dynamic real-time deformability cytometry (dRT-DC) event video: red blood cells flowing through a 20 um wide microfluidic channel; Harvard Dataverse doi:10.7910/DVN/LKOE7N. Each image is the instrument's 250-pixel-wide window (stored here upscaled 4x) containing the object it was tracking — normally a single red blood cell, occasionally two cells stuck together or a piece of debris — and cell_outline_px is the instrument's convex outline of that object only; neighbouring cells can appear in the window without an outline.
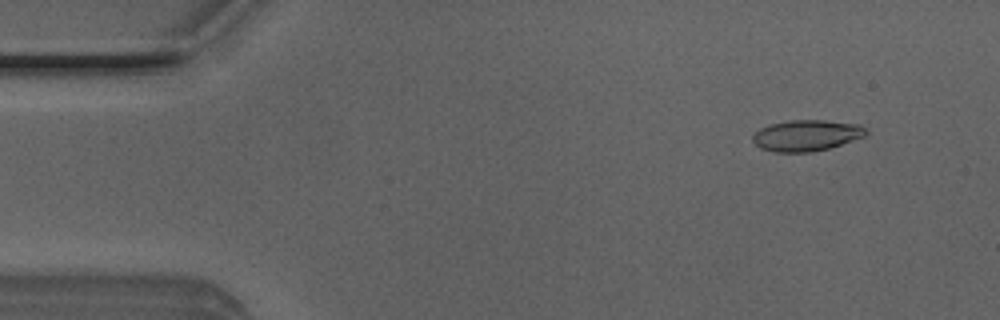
{"species": "Egyptian fruit bat (a non-hibernating species)", "species_latin": "Rousettus aegyptiacus", "temperature_condition": "room temperature", "stored_images_in_passage": 50, "camera_frame_rate_fps": 3000, "um_per_image_px": 0.085, "animal": {"sex": "male"}, "frame": {"image": 1, "passage_image": 4, "time_ms": 1.0, "image_size_px": [1000, 320], "cell_outline_px": [[868, 132], [864, 136], [828, 148], [812, 152], [772, 152], [760, 148], [752, 140], [752, 136], [760, 128], [772, 124], [792, 120], [824, 120], [860, 124]], "centroid_in_image_um": [68.53, 11.51], "position_along_channel_um": 16.5, "area_um2": 20.35}}
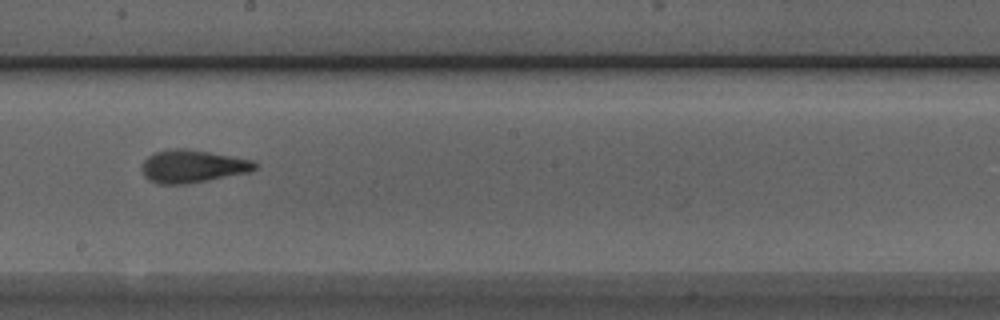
{"frame": {"image": 2, "passage_image": 27, "time_ms": 8.667, "image_size_px": [1000, 320], "cell_outline_px": [[256, 168], [248, 172], [208, 180], [184, 184], [156, 184], [148, 180], [144, 176], [140, 168], [144, 160], [148, 156], [156, 152], [176, 148], [188, 148], [252, 160], [256, 164]], "centroid_in_image_um": [16.3, 14.14], "position_along_channel_um": 231.9, "area_um2": 21.5}}
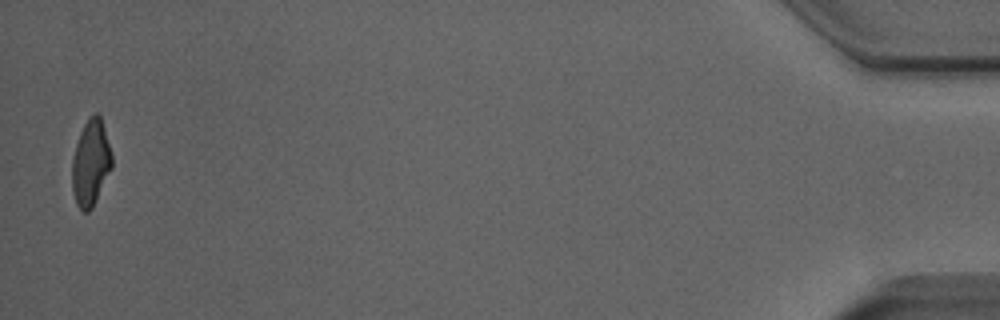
{"frame": {"image": 3, "passage_image": 49, "time_ms": 16.0, "image_size_px": [1000, 320], "cell_outline_px": [[112, 168], [92, 208], [88, 212], [84, 212], [76, 204], [72, 192], [72, 160], [76, 144], [80, 132], [84, 124], [96, 112], [100, 116], [112, 152]], "centroid_in_image_um": [7.71, 13.88], "position_along_channel_um": 427.5, "area_um2": 19.88}}